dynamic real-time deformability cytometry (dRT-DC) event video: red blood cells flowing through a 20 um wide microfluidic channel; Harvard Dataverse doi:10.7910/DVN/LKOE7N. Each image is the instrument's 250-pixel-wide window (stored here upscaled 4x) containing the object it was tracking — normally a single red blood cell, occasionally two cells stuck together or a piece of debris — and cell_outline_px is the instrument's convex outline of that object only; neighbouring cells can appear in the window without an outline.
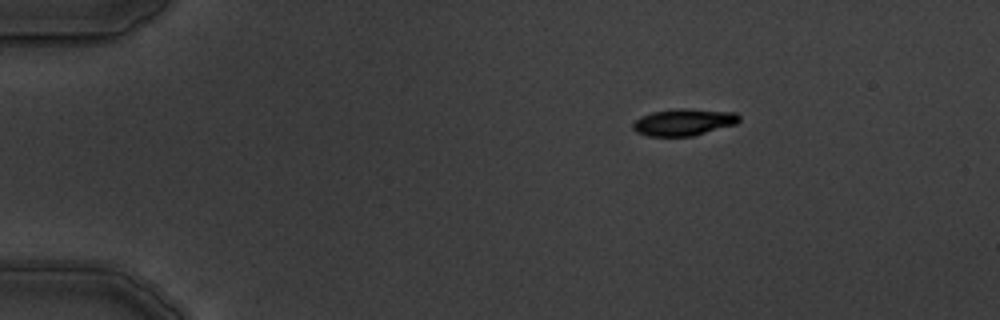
{"species": "common noctule bat (a hibernating species)", "species_latin": "Nyctalus noctula", "temperature_condition": "warm", "stored_images_in_passage": 3, "camera_frame_rate_fps": 3000, "um_per_image_px": 0.085, "animal": {"sex": "male", "body_mass_g": 19.5, "forearm_length_mm": 54.6}, "frame": {"image": 1, "passage_image": 1, "time_ms": 0.0, "image_size_px": [1000, 320], "cell_outline_px": [[740, 120], [736, 124], [692, 136], [648, 136], [636, 132], [632, 128], [632, 124], [640, 116], [652, 112], [680, 108], [688, 108], [736, 112], [740, 116]], "centroid_in_image_um": [58.12, 10.37], "position_along_channel_um": 26.9, "area_um2": 16.7}}